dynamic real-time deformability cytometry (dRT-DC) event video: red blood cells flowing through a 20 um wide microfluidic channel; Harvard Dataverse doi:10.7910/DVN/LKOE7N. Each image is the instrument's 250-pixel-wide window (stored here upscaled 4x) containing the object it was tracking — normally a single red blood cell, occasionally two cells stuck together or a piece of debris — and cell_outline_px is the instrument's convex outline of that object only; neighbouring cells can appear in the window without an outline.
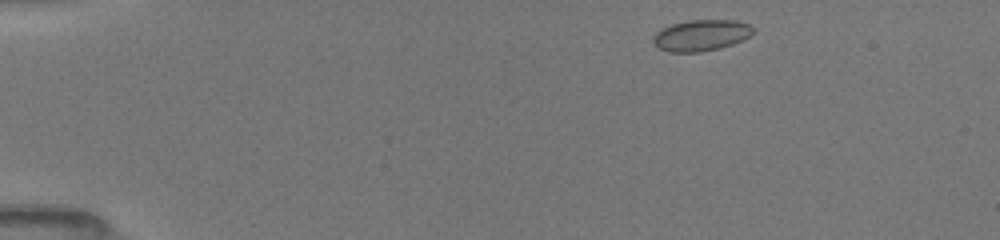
{"species": "common noctule bat (a hibernating species)", "species_latin": "Nyctalus noctula", "temperature_condition": "room temperature", "stored_images_in_passage": 44, "camera_frame_rate_fps": 3000, "um_per_image_px": 0.085, "animal": {"sex": "female", "body_mass_g": 19.5, "forearm_length_mm": 54.1}, "frame": {"image": 1, "passage_image": 1, "time_ms": 0.0, "image_size_px": [1000, 240], "cell_outline_px": [[756, 32], [732, 44], [720, 48], [700, 52], [668, 52], [652, 44], [652, 36], [660, 28], [672, 24], [688, 20], [736, 20], [748, 24], [756, 28]], "centroid_in_image_um": [59.57, 3.0], "position_along_channel_um": 25.4, "area_um2": 18.38}}
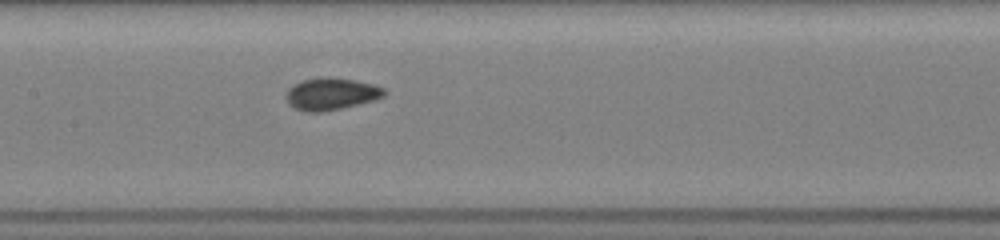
{"frame": {"image": 2, "passage_image": 19, "time_ms": 6.0, "image_size_px": [1000, 240], "cell_outline_px": [[388, 92], [384, 96], [372, 100], [340, 108], [320, 112], [308, 112], [296, 108], [284, 96], [288, 88], [300, 80], [324, 76], [328, 76], [356, 80], [376, 84], [384, 88]], "centroid_in_image_um": [28.16, 7.94], "position_along_channel_um": 179.2, "area_um2": 18.38}}
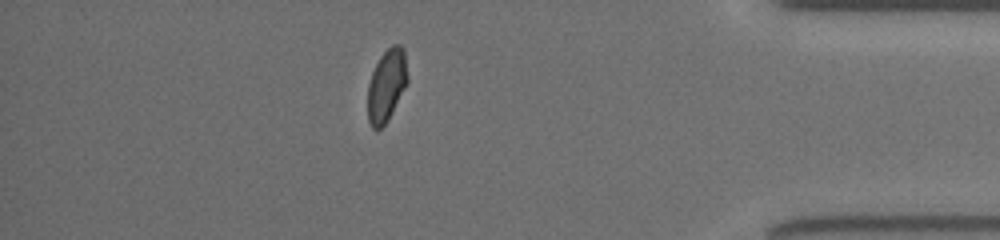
{"frame": {"image": 3, "passage_image": 38, "time_ms": 12.333, "image_size_px": [1000, 240], "cell_outline_px": [[408, 84], [388, 120], [376, 132], [372, 128], [368, 120], [368, 84], [372, 72], [380, 56], [392, 44], [400, 44], [404, 48], [408, 76]], "centroid_in_image_um": [32.88, 7.26], "position_along_channel_um": 402.3, "area_um2": 17.05}}